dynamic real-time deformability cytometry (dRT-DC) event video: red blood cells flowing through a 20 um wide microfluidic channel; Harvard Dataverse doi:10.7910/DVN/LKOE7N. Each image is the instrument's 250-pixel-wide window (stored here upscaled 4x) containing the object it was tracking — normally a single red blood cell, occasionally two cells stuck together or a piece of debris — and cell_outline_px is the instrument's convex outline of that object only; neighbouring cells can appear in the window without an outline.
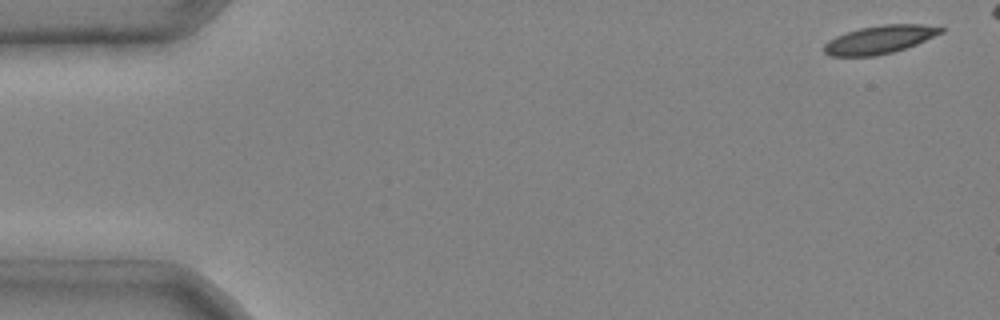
{"species": "common noctule bat (a hibernating species)", "species_latin": "Nyctalus noctula", "temperature_condition": "cold", "stored_images_in_passage": 5, "camera_frame_rate_fps": 3000, "um_per_image_px": 0.085, "animal": {"sex": "male", "body_mass_g": 20.4}, "frame": {"image": 1, "passage_image": 1, "time_ms": 0.0, "image_size_px": [1000, 320], "cell_outline_px": [[944, 32], [916, 44], [892, 52], [876, 56], [832, 56], [824, 52], [824, 44], [828, 40], [836, 36], [860, 28], [884, 24], [924, 24], [944, 28]], "centroid_in_image_um": [74.77, 3.36], "position_along_channel_um": 10.2, "area_um2": 19.02}}
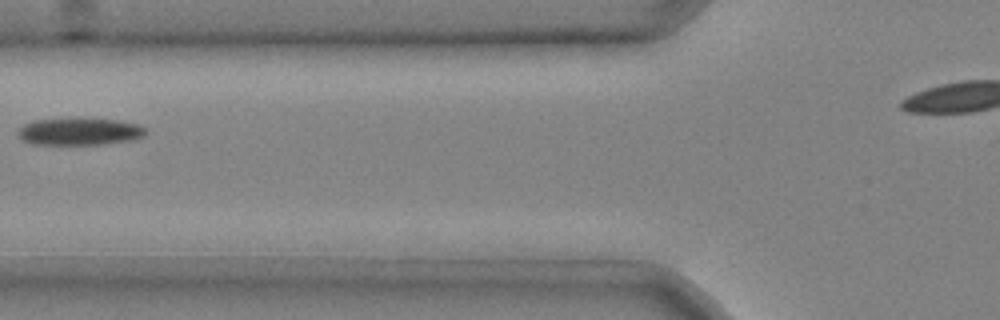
{"frame": {"image": 2, "passage_image": 5, "time_ms": 1.333, "image_size_px": [1000, 320], "cell_outline_px": [[148, 132], [144, 136], [136, 140], [104, 144], [32, 144], [20, 140], [20, 128], [24, 124], [36, 120], [116, 120], [140, 124], [148, 128]], "centroid_in_image_um": [6.87, 11.21], "position_along_channel_um": 118.9, "area_um2": 19.88}}